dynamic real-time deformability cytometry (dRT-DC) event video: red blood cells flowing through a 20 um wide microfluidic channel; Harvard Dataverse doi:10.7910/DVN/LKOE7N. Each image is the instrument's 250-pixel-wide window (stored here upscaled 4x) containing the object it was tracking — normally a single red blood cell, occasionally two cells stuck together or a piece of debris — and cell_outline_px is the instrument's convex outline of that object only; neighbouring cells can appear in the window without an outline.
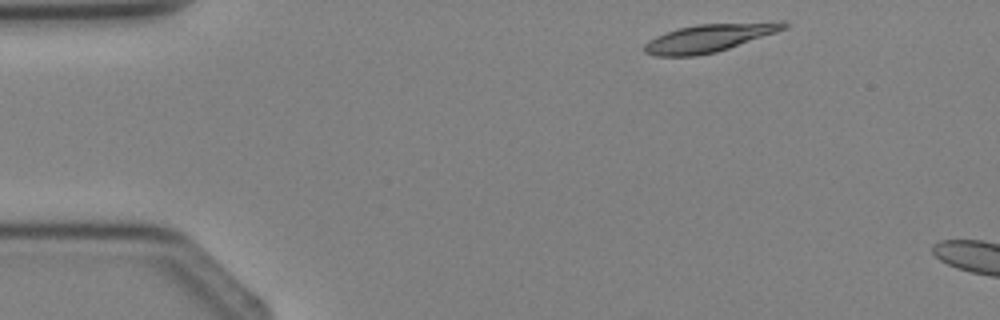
{"species": "Egyptian fruit bat (a non-hibernating species)", "species_latin": "Rousettus aegyptiacus", "temperature_condition": "cold", "stored_images_in_passage": 2, "camera_frame_rate_fps": 3000, "um_per_image_px": 0.085, "animal": {"sex": "female"}, "frame": {"image": 1, "passage_image": 1, "time_ms": 0.0, "image_size_px": [1000, 320], "cell_outline_px": [[788, 24], [784, 28], [776, 32], [716, 52], [696, 56], [656, 56], [644, 52], [644, 44], [648, 40], [656, 36], [680, 28], [696, 24], [776, 20], [784, 20]], "centroid_in_image_um": [60.32, 3.2], "position_along_channel_um": 24.7, "area_um2": 22.89}}